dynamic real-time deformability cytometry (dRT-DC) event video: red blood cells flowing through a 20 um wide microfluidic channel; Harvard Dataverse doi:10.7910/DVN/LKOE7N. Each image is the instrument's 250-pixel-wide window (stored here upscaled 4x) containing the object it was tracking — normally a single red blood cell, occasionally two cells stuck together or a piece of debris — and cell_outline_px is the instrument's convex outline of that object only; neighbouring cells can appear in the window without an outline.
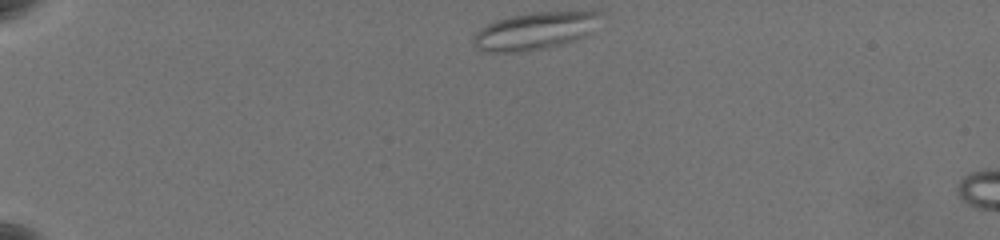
{"species": "common noctule bat (a hibernating species)", "species_latin": "Nyctalus noctula", "temperature_condition": "warm", "stored_images_in_passage": 44, "camera_frame_rate_fps": 3000, "um_per_image_px": 0.085, "animal": {"sex": "female", "body_mass_g": 19.5, "forearm_length_mm": 54.1}, "frame": {"image": 1, "passage_image": 1, "time_ms": 0.0, "image_size_px": [1000, 240], "cell_outline_px": [[604, 12], [584, 36], [576, 40], [544, 48], [520, 52], [484, 52], [476, 48], [472, 44], [472, 40], [476, 32], [488, 24], [496, 20], [512, 16], [536, 12]], "centroid_in_image_um": [45.37, 2.65], "position_along_channel_um": 39.6, "area_um2": 27.11}}
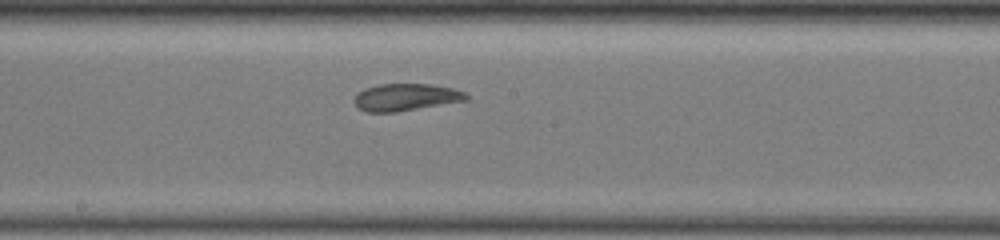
{"frame": {"image": 2, "passage_image": 22, "time_ms": 7.0, "image_size_px": [1000, 240], "cell_outline_px": [[468, 100], [396, 112], [368, 112], [360, 108], [352, 100], [364, 88], [380, 84], [428, 84], [452, 88], [464, 92], [468, 96]], "centroid_in_image_um": [34.49, 8.26], "position_along_channel_um": 213.7, "area_um2": 17.51}}
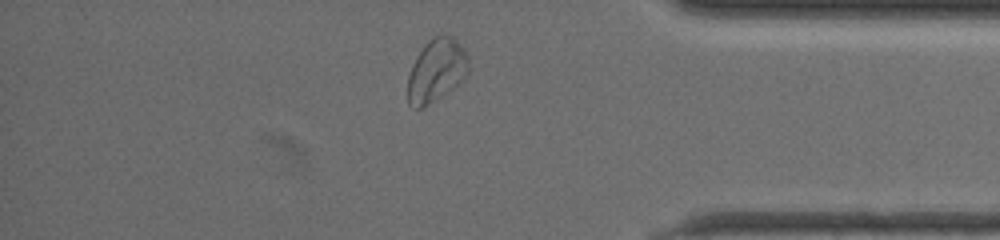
{"frame": {"image": 3, "passage_image": 39, "time_ms": 12.667, "image_size_px": [1000, 240], "cell_outline_px": [[468, 72], [460, 84], [428, 104], [420, 108], [416, 108], [408, 104], [408, 76], [412, 64], [416, 56], [424, 44], [432, 36], [440, 32], [444, 32], [452, 36], [464, 48], [468, 56]], "centroid_in_image_um": [37.1, 5.93], "position_along_channel_um": 398.1, "area_um2": 22.66}, "authors_computed_cell_mechanics": {"area_um2": 19.8543, "velocity_mm_per_s": 3.5193, "shape_relaxation_time_tau1_ms": null, "shape_relaxation_time_tau2_ms": 1.7103, "deformation_change_tau1": null, "deformation_change_tau2": 0.0821}}